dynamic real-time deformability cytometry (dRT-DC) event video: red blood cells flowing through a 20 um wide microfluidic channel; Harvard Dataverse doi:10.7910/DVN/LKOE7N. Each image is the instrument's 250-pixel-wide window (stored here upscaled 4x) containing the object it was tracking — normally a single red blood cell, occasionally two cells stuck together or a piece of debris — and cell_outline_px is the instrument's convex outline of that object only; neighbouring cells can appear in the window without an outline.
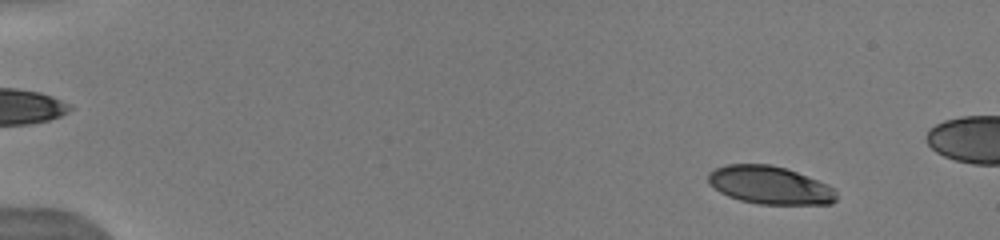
{"species": "human", "species_latin": "Homo sapiens", "temperature_condition": "warm", "stored_images_in_passage": 41, "camera_frame_rate_fps": 3000, "um_per_image_px": 0.085, "donor": {"sex": "male"}, "frame": {"image": 1, "passage_image": 8, "time_ms": 1.667, "image_size_px": [1000, 240], "cell_outline_px": [[836, 200], [832, 204], [756, 204], [740, 200], [728, 196], [720, 192], [708, 184], [708, 172], [724, 164], [768, 164], [784, 168], [796, 172], [828, 184], [836, 188]], "centroid_in_image_um": [65.42, 15.74], "position_along_channel_um": 19.6, "area_um2": 28.5}}